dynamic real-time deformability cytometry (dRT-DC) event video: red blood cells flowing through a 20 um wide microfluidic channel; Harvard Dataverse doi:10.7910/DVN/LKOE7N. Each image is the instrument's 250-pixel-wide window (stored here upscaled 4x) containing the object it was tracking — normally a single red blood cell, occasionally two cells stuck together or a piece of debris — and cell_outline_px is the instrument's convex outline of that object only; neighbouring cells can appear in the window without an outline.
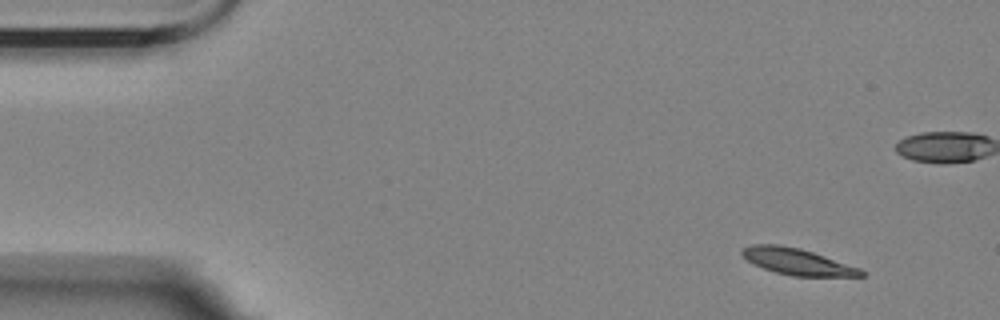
{"species": "Egyptian fruit bat (a non-hibernating species)", "species_latin": "Rousettus aegyptiacus", "temperature_condition": "room temperature", "stored_images_in_passage": 12, "camera_frame_rate_fps": 3000, "um_per_image_px": 0.085, "animal": {"sex": "female"}, "frame": {"image": 1, "passage_image": 1, "time_ms": 0.0, "image_size_px": [1000, 320], "cell_outline_px": [[864, 276], [792, 276], [776, 272], [752, 264], [740, 252], [740, 248], [752, 244], [780, 244], [800, 248], [860, 268], [864, 272]], "centroid_in_image_um": [67.72, 22.22], "position_along_channel_um": 17.3, "area_um2": 18.21}}